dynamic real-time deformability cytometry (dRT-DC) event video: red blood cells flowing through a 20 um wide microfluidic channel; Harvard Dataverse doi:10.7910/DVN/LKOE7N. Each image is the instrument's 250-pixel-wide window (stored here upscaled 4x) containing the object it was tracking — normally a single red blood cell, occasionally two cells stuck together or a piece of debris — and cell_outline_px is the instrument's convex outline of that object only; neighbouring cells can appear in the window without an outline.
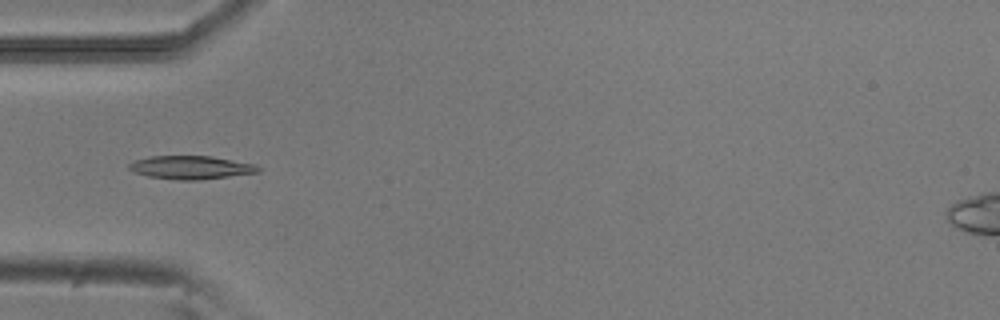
{"species": "common noctule bat (a hibernating species)", "species_latin": "Nyctalus noctula", "temperature_condition": "room temperature", "stored_images_in_passage": 4, "camera_frame_rate_fps": 3000, "um_per_image_px": 0.085, "animal": {"sex": "male", "body_mass_g": 20.5, "forearm_length_mm": 52.5}, "frame": {"image": 1, "passage_image": 4, "time_ms": 1.0, "image_size_px": [1000, 320], "cell_outline_px": [[260, 172], [200, 180], [180, 180], [148, 176], [136, 172], [128, 168], [128, 164], [136, 160], [152, 156], [212, 156], [252, 164], [260, 168]], "centroid_in_image_um": [16.23, 14.23], "position_along_channel_um": 68.8, "area_um2": 17.28}}